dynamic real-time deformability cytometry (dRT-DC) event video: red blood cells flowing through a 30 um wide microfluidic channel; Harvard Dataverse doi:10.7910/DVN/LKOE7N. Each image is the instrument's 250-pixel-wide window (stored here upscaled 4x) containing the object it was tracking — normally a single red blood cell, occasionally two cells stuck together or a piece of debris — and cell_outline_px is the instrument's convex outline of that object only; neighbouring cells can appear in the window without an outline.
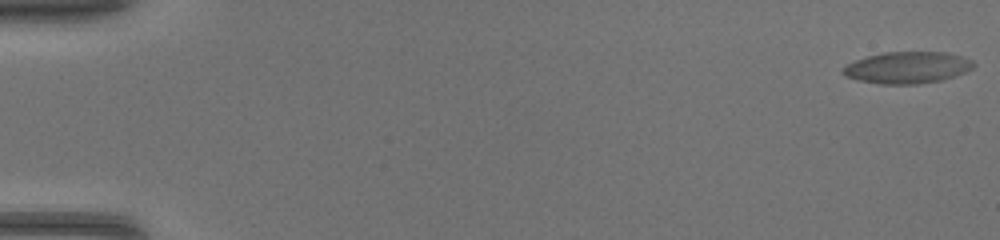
{"species": "common noctule bat (a hibernating species)", "species_latin": "Nyctalus noctula", "temperature_condition": "warm", "stored_images_in_passage": 48, "camera_frame_rate_fps": 3000, "um_per_image_px": 0.085, "animal": {"sex": "female", "body_mass_g": 17.0, "forearm_length_mm": 48.0}, "frame": {"image": 1, "passage_image": 1, "time_ms": 0.0, "image_size_px": [1000, 240], "cell_outline_px": [[976, 64], [972, 68], [956, 76], [940, 80], [920, 84], [880, 84], [860, 80], [844, 76], [840, 72], [848, 64], [856, 60], [868, 56], [884, 52], [944, 52], [960, 56], [972, 60]], "centroid_in_image_um": [77.13, 5.75], "position_along_channel_um": 7.9, "area_um2": 23.99}}
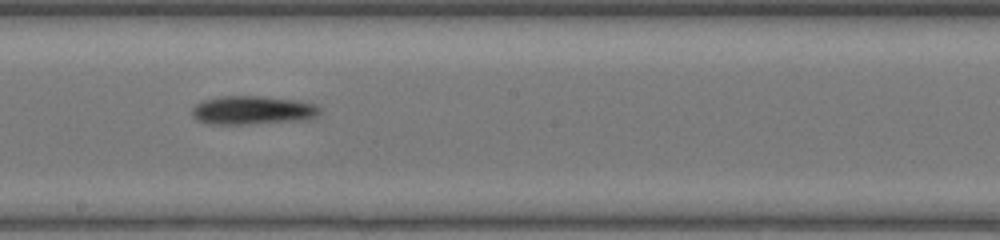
{"frame": {"image": 2, "passage_image": 28, "time_ms": 9.0, "image_size_px": [1000, 240], "cell_outline_px": [[320, 112], [316, 116], [308, 120], [248, 124], [208, 124], [196, 120], [192, 116], [192, 108], [196, 104], [204, 100], [224, 96], [256, 96], [296, 100], [316, 104], [320, 108]], "centroid_in_image_um": [21.47, 9.38], "position_along_channel_um": 226.7, "area_um2": 21.39}}
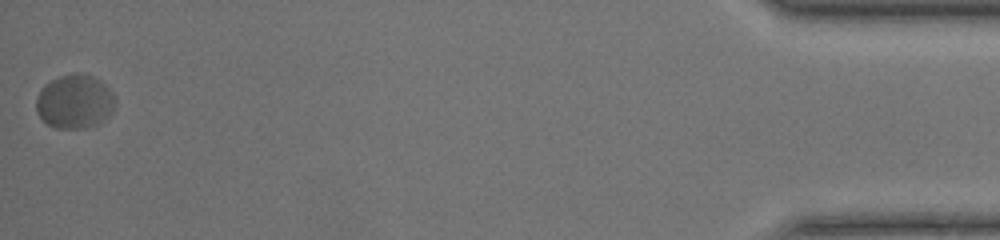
{"frame": {"image": 3, "passage_image": 48, "time_ms": 15.667, "image_size_px": [1000, 240], "cell_outline_px": [[116, 100], [112, 112], [104, 120], [96, 124], [84, 128], [56, 128], [48, 124], [36, 112], [36, 96], [40, 88], [44, 84], [60, 76], [72, 72], [84, 72], [100, 80], [116, 96]], "centroid_in_image_um": [6.35, 8.61], "position_along_channel_um": 428.9, "area_um2": 25.14}}